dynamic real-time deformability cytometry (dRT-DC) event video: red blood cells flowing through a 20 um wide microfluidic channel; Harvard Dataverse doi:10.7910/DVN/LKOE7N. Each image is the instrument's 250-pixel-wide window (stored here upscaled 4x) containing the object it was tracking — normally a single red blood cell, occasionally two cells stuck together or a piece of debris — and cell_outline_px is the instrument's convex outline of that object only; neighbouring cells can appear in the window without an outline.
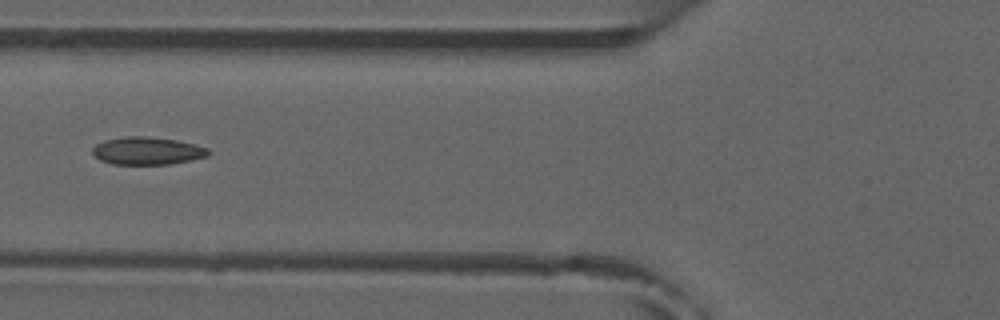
{"species": "common noctule bat (a hibernating species)", "species_latin": "Nyctalus noctula", "temperature_condition": "room temperature", "stored_images_in_passage": 6, "camera_frame_rate_fps": 3000, "um_per_image_px": 0.085, "animal": {"sex": "male", "forearm_length_mm": 52.5}, "frame": {"image": 1, "passage_image": 5, "time_ms": 5.0, "image_size_px": [1000, 320], "cell_outline_px": [[212, 152], [208, 156], [168, 164], [112, 164], [100, 160], [92, 152], [92, 148], [96, 144], [104, 140], [124, 136], [148, 136], [176, 140], [196, 144], [208, 148]], "centroid_in_image_um": [12.52, 12.81], "position_along_channel_um": 113.3, "area_um2": 18.73}}
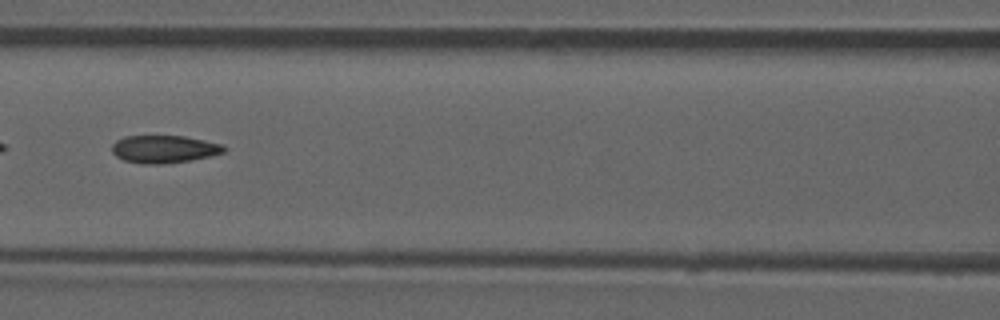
{"frame": {"image": 2, "passage_image": 6, "time_ms": 6.0, "image_size_px": [1000, 320], "cell_outline_px": [[228, 148], [224, 152], [212, 156], [192, 160], [164, 164], [144, 164], [124, 160], [116, 156], [112, 152], [112, 144], [116, 140], [124, 136], [184, 136], [224, 144]], "centroid_in_image_um": [13.98, 12.68], "position_along_channel_um": 152.6, "area_um2": 18.26}}